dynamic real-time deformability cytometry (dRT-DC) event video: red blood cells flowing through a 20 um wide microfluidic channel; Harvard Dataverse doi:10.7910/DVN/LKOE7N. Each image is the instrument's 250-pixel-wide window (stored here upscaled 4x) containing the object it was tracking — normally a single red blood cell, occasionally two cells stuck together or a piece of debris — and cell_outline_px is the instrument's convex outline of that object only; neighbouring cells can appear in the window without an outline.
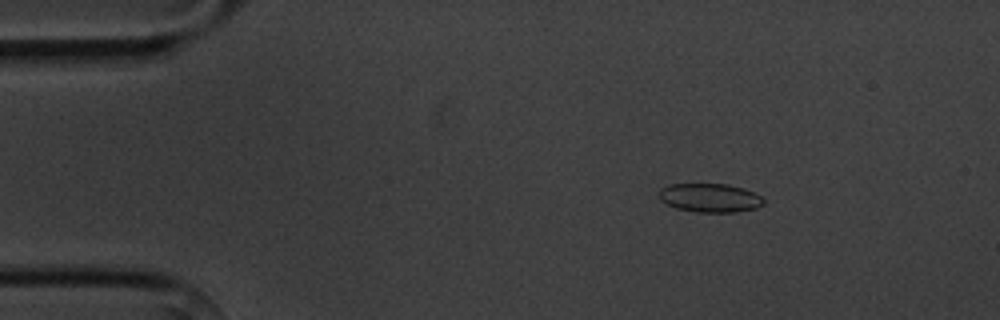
{"species": "common noctule bat (a hibernating species)", "species_latin": "Nyctalus noctula", "temperature_condition": "cold", "stored_images_in_passage": 4, "camera_frame_rate_fps": 3000, "um_per_image_px": 0.085, "animal": {"sex": "male", "body_mass_g": 20.1, "forearm_length_mm": 53.5}, "frame": {"image": 1, "passage_image": 2, "time_ms": 1.333, "image_size_px": [1000, 320], "cell_outline_px": [[764, 204], [756, 208], [736, 212], [696, 212], [676, 208], [660, 200], [660, 188], [668, 184], [728, 184], [744, 188], [756, 192], [764, 200]], "centroid_in_image_um": [60.37, 16.81], "position_along_channel_um": 24.6, "area_um2": 17.63}}